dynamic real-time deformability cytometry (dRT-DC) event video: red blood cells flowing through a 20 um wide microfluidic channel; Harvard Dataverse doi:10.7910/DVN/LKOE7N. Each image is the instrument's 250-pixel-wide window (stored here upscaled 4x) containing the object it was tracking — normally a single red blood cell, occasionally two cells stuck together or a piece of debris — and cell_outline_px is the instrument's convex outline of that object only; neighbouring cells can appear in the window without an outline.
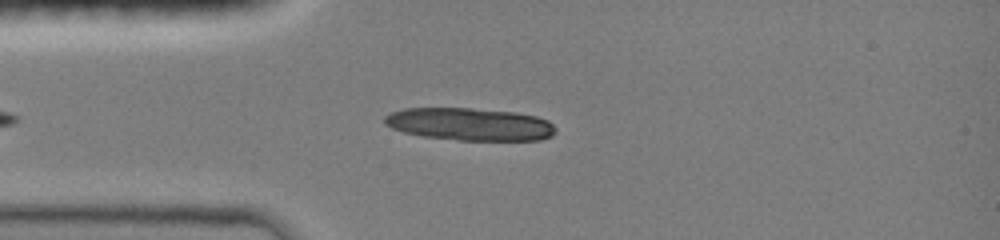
{"species": "common noctule bat (a hibernating species)", "species_latin": "Nyctalus noctula", "temperature_condition": "room temperature", "stored_images_in_passage": 38, "camera_frame_rate_fps": 3000, "um_per_image_px": 0.085, "animal": {"sex": "female", "body_mass_g": 19.0, "forearm_length_mm": 51.5}, "frame": {"image": 1, "passage_image": 6, "time_ms": 1.667, "image_size_px": [1000, 240], "cell_outline_px": [[556, 132], [552, 136], [540, 140], [460, 140], [424, 136], [404, 132], [392, 128], [384, 124], [384, 116], [392, 112], [404, 108], [468, 108], [516, 112], [536, 116], [548, 120], [556, 128]], "centroid_in_image_um": [39.95, 10.55], "position_along_channel_um": 45.0, "area_um2": 32.48}}